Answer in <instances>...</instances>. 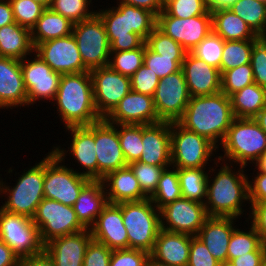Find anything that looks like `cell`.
Returning <instances> with one entry per match:
<instances>
[{
    "label": "cell",
    "mask_w": 266,
    "mask_h": 266,
    "mask_svg": "<svg viewBox=\"0 0 266 266\" xmlns=\"http://www.w3.org/2000/svg\"><path fill=\"white\" fill-rule=\"evenodd\" d=\"M31 58L21 60V70L24 85L27 90L28 106L34 105L38 100L54 101L62 74L53 71L36 53ZM28 58V59H27Z\"/></svg>",
    "instance_id": "obj_15"
},
{
    "label": "cell",
    "mask_w": 266,
    "mask_h": 266,
    "mask_svg": "<svg viewBox=\"0 0 266 266\" xmlns=\"http://www.w3.org/2000/svg\"><path fill=\"white\" fill-rule=\"evenodd\" d=\"M200 202L180 198L160 209L161 229L196 236L208 218Z\"/></svg>",
    "instance_id": "obj_17"
},
{
    "label": "cell",
    "mask_w": 266,
    "mask_h": 266,
    "mask_svg": "<svg viewBox=\"0 0 266 266\" xmlns=\"http://www.w3.org/2000/svg\"><path fill=\"white\" fill-rule=\"evenodd\" d=\"M185 57H166L151 51L145 44L143 64L161 79L181 70Z\"/></svg>",
    "instance_id": "obj_46"
},
{
    "label": "cell",
    "mask_w": 266,
    "mask_h": 266,
    "mask_svg": "<svg viewBox=\"0 0 266 266\" xmlns=\"http://www.w3.org/2000/svg\"><path fill=\"white\" fill-rule=\"evenodd\" d=\"M34 53L31 30L12 23L0 28V57L22 60Z\"/></svg>",
    "instance_id": "obj_31"
},
{
    "label": "cell",
    "mask_w": 266,
    "mask_h": 266,
    "mask_svg": "<svg viewBox=\"0 0 266 266\" xmlns=\"http://www.w3.org/2000/svg\"><path fill=\"white\" fill-rule=\"evenodd\" d=\"M190 97L221 92V72L212 65L187 52L182 63Z\"/></svg>",
    "instance_id": "obj_23"
},
{
    "label": "cell",
    "mask_w": 266,
    "mask_h": 266,
    "mask_svg": "<svg viewBox=\"0 0 266 266\" xmlns=\"http://www.w3.org/2000/svg\"><path fill=\"white\" fill-rule=\"evenodd\" d=\"M191 235L160 229L150 256L169 266H187Z\"/></svg>",
    "instance_id": "obj_28"
},
{
    "label": "cell",
    "mask_w": 266,
    "mask_h": 266,
    "mask_svg": "<svg viewBox=\"0 0 266 266\" xmlns=\"http://www.w3.org/2000/svg\"><path fill=\"white\" fill-rule=\"evenodd\" d=\"M18 255L0 239V266H17Z\"/></svg>",
    "instance_id": "obj_60"
},
{
    "label": "cell",
    "mask_w": 266,
    "mask_h": 266,
    "mask_svg": "<svg viewBox=\"0 0 266 266\" xmlns=\"http://www.w3.org/2000/svg\"><path fill=\"white\" fill-rule=\"evenodd\" d=\"M44 176L45 157L28 168L15 181L13 187L6 185L0 177V195L7 197L5 203L2 202L0 209L5 212L17 215H24L32 219L38 205L44 199ZM11 187V188H10Z\"/></svg>",
    "instance_id": "obj_6"
},
{
    "label": "cell",
    "mask_w": 266,
    "mask_h": 266,
    "mask_svg": "<svg viewBox=\"0 0 266 266\" xmlns=\"http://www.w3.org/2000/svg\"><path fill=\"white\" fill-rule=\"evenodd\" d=\"M119 2L117 3H123L127 5H132L138 8H144L152 13H154L156 16L164 10L162 7L161 0H117Z\"/></svg>",
    "instance_id": "obj_59"
},
{
    "label": "cell",
    "mask_w": 266,
    "mask_h": 266,
    "mask_svg": "<svg viewBox=\"0 0 266 266\" xmlns=\"http://www.w3.org/2000/svg\"><path fill=\"white\" fill-rule=\"evenodd\" d=\"M74 24L59 13L46 8L31 30L33 46L56 38L69 36Z\"/></svg>",
    "instance_id": "obj_33"
},
{
    "label": "cell",
    "mask_w": 266,
    "mask_h": 266,
    "mask_svg": "<svg viewBox=\"0 0 266 266\" xmlns=\"http://www.w3.org/2000/svg\"><path fill=\"white\" fill-rule=\"evenodd\" d=\"M224 48V39L211 31L194 49L190 52L207 64L220 70V62Z\"/></svg>",
    "instance_id": "obj_43"
},
{
    "label": "cell",
    "mask_w": 266,
    "mask_h": 266,
    "mask_svg": "<svg viewBox=\"0 0 266 266\" xmlns=\"http://www.w3.org/2000/svg\"><path fill=\"white\" fill-rule=\"evenodd\" d=\"M32 222L39 230L43 245L54 238L73 234L86 229L78 220L73 206L44 198L38 205Z\"/></svg>",
    "instance_id": "obj_10"
},
{
    "label": "cell",
    "mask_w": 266,
    "mask_h": 266,
    "mask_svg": "<svg viewBox=\"0 0 266 266\" xmlns=\"http://www.w3.org/2000/svg\"><path fill=\"white\" fill-rule=\"evenodd\" d=\"M213 151H218V148L207 138L185 129L178 122H171V166L173 168H205L208 161L212 160L216 167H219L218 163L221 162L218 158L211 159L214 155Z\"/></svg>",
    "instance_id": "obj_8"
},
{
    "label": "cell",
    "mask_w": 266,
    "mask_h": 266,
    "mask_svg": "<svg viewBox=\"0 0 266 266\" xmlns=\"http://www.w3.org/2000/svg\"><path fill=\"white\" fill-rule=\"evenodd\" d=\"M250 64L254 82L266 89V38H258L253 45Z\"/></svg>",
    "instance_id": "obj_50"
},
{
    "label": "cell",
    "mask_w": 266,
    "mask_h": 266,
    "mask_svg": "<svg viewBox=\"0 0 266 266\" xmlns=\"http://www.w3.org/2000/svg\"><path fill=\"white\" fill-rule=\"evenodd\" d=\"M108 199L102 180H91L82 190L73 205L80 223L90 229L96 222Z\"/></svg>",
    "instance_id": "obj_30"
},
{
    "label": "cell",
    "mask_w": 266,
    "mask_h": 266,
    "mask_svg": "<svg viewBox=\"0 0 266 266\" xmlns=\"http://www.w3.org/2000/svg\"><path fill=\"white\" fill-rule=\"evenodd\" d=\"M256 170L266 173V152L254 163Z\"/></svg>",
    "instance_id": "obj_64"
},
{
    "label": "cell",
    "mask_w": 266,
    "mask_h": 266,
    "mask_svg": "<svg viewBox=\"0 0 266 266\" xmlns=\"http://www.w3.org/2000/svg\"><path fill=\"white\" fill-rule=\"evenodd\" d=\"M131 89L135 92L153 96L160 78L144 64L130 77Z\"/></svg>",
    "instance_id": "obj_51"
},
{
    "label": "cell",
    "mask_w": 266,
    "mask_h": 266,
    "mask_svg": "<svg viewBox=\"0 0 266 266\" xmlns=\"http://www.w3.org/2000/svg\"><path fill=\"white\" fill-rule=\"evenodd\" d=\"M128 166L132 169L134 176L138 180L142 192L150 198L157 189L159 178L164 168L140 161H134L128 164Z\"/></svg>",
    "instance_id": "obj_47"
},
{
    "label": "cell",
    "mask_w": 266,
    "mask_h": 266,
    "mask_svg": "<svg viewBox=\"0 0 266 266\" xmlns=\"http://www.w3.org/2000/svg\"><path fill=\"white\" fill-rule=\"evenodd\" d=\"M252 83H254V77L250 63L225 70L221 74V92L228 97Z\"/></svg>",
    "instance_id": "obj_44"
},
{
    "label": "cell",
    "mask_w": 266,
    "mask_h": 266,
    "mask_svg": "<svg viewBox=\"0 0 266 266\" xmlns=\"http://www.w3.org/2000/svg\"><path fill=\"white\" fill-rule=\"evenodd\" d=\"M93 80L94 103L98 114L105 118L131 89L130 77L109 66L90 70Z\"/></svg>",
    "instance_id": "obj_16"
},
{
    "label": "cell",
    "mask_w": 266,
    "mask_h": 266,
    "mask_svg": "<svg viewBox=\"0 0 266 266\" xmlns=\"http://www.w3.org/2000/svg\"><path fill=\"white\" fill-rule=\"evenodd\" d=\"M219 266H234L231 261H224L219 264Z\"/></svg>",
    "instance_id": "obj_69"
},
{
    "label": "cell",
    "mask_w": 266,
    "mask_h": 266,
    "mask_svg": "<svg viewBox=\"0 0 266 266\" xmlns=\"http://www.w3.org/2000/svg\"><path fill=\"white\" fill-rule=\"evenodd\" d=\"M120 146L127 164L138 161L142 154V125L116 124Z\"/></svg>",
    "instance_id": "obj_39"
},
{
    "label": "cell",
    "mask_w": 266,
    "mask_h": 266,
    "mask_svg": "<svg viewBox=\"0 0 266 266\" xmlns=\"http://www.w3.org/2000/svg\"><path fill=\"white\" fill-rule=\"evenodd\" d=\"M64 127L88 126L103 119L95 107L90 71L62 74L54 99Z\"/></svg>",
    "instance_id": "obj_3"
},
{
    "label": "cell",
    "mask_w": 266,
    "mask_h": 266,
    "mask_svg": "<svg viewBox=\"0 0 266 266\" xmlns=\"http://www.w3.org/2000/svg\"><path fill=\"white\" fill-rule=\"evenodd\" d=\"M207 247L196 237L192 236L187 266H219Z\"/></svg>",
    "instance_id": "obj_54"
},
{
    "label": "cell",
    "mask_w": 266,
    "mask_h": 266,
    "mask_svg": "<svg viewBox=\"0 0 266 266\" xmlns=\"http://www.w3.org/2000/svg\"><path fill=\"white\" fill-rule=\"evenodd\" d=\"M256 174L248 181L249 203L266 202V173L257 171Z\"/></svg>",
    "instance_id": "obj_56"
},
{
    "label": "cell",
    "mask_w": 266,
    "mask_h": 266,
    "mask_svg": "<svg viewBox=\"0 0 266 266\" xmlns=\"http://www.w3.org/2000/svg\"><path fill=\"white\" fill-rule=\"evenodd\" d=\"M28 105L21 60L0 57V109Z\"/></svg>",
    "instance_id": "obj_25"
},
{
    "label": "cell",
    "mask_w": 266,
    "mask_h": 266,
    "mask_svg": "<svg viewBox=\"0 0 266 266\" xmlns=\"http://www.w3.org/2000/svg\"><path fill=\"white\" fill-rule=\"evenodd\" d=\"M90 229L54 238L44 245L55 266H83L87 246L92 240Z\"/></svg>",
    "instance_id": "obj_26"
},
{
    "label": "cell",
    "mask_w": 266,
    "mask_h": 266,
    "mask_svg": "<svg viewBox=\"0 0 266 266\" xmlns=\"http://www.w3.org/2000/svg\"><path fill=\"white\" fill-rule=\"evenodd\" d=\"M150 254L139 249L112 250L109 266H145Z\"/></svg>",
    "instance_id": "obj_52"
},
{
    "label": "cell",
    "mask_w": 266,
    "mask_h": 266,
    "mask_svg": "<svg viewBox=\"0 0 266 266\" xmlns=\"http://www.w3.org/2000/svg\"><path fill=\"white\" fill-rule=\"evenodd\" d=\"M189 100L190 94L182 69L161 78L153 95L154 107L161 122H178Z\"/></svg>",
    "instance_id": "obj_12"
},
{
    "label": "cell",
    "mask_w": 266,
    "mask_h": 266,
    "mask_svg": "<svg viewBox=\"0 0 266 266\" xmlns=\"http://www.w3.org/2000/svg\"><path fill=\"white\" fill-rule=\"evenodd\" d=\"M144 54L145 43L134 50L110 51L108 66L124 76L131 77L143 65Z\"/></svg>",
    "instance_id": "obj_41"
},
{
    "label": "cell",
    "mask_w": 266,
    "mask_h": 266,
    "mask_svg": "<svg viewBox=\"0 0 266 266\" xmlns=\"http://www.w3.org/2000/svg\"><path fill=\"white\" fill-rule=\"evenodd\" d=\"M145 266H169V265L161 263V262H158L157 260H155L154 258L149 256L147 258Z\"/></svg>",
    "instance_id": "obj_65"
},
{
    "label": "cell",
    "mask_w": 266,
    "mask_h": 266,
    "mask_svg": "<svg viewBox=\"0 0 266 266\" xmlns=\"http://www.w3.org/2000/svg\"><path fill=\"white\" fill-rule=\"evenodd\" d=\"M121 211L128 233V249H139L150 254L161 229L160 210L147 198L122 202Z\"/></svg>",
    "instance_id": "obj_7"
},
{
    "label": "cell",
    "mask_w": 266,
    "mask_h": 266,
    "mask_svg": "<svg viewBox=\"0 0 266 266\" xmlns=\"http://www.w3.org/2000/svg\"><path fill=\"white\" fill-rule=\"evenodd\" d=\"M112 249L92 239L84 255L83 266H109Z\"/></svg>",
    "instance_id": "obj_53"
},
{
    "label": "cell",
    "mask_w": 266,
    "mask_h": 266,
    "mask_svg": "<svg viewBox=\"0 0 266 266\" xmlns=\"http://www.w3.org/2000/svg\"><path fill=\"white\" fill-rule=\"evenodd\" d=\"M231 262L234 266H263L266 263V245L262 244L256 251L240 255Z\"/></svg>",
    "instance_id": "obj_57"
},
{
    "label": "cell",
    "mask_w": 266,
    "mask_h": 266,
    "mask_svg": "<svg viewBox=\"0 0 266 266\" xmlns=\"http://www.w3.org/2000/svg\"><path fill=\"white\" fill-rule=\"evenodd\" d=\"M104 119L111 124L149 125L161 122L154 107L153 96L133 90Z\"/></svg>",
    "instance_id": "obj_21"
},
{
    "label": "cell",
    "mask_w": 266,
    "mask_h": 266,
    "mask_svg": "<svg viewBox=\"0 0 266 266\" xmlns=\"http://www.w3.org/2000/svg\"><path fill=\"white\" fill-rule=\"evenodd\" d=\"M249 204H251L249 205L251 210L247 219L252 220L250 224L257 231L263 244L266 245V202Z\"/></svg>",
    "instance_id": "obj_55"
},
{
    "label": "cell",
    "mask_w": 266,
    "mask_h": 266,
    "mask_svg": "<svg viewBox=\"0 0 266 266\" xmlns=\"http://www.w3.org/2000/svg\"><path fill=\"white\" fill-rule=\"evenodd\" d=\"M212 31L224 41L257 40L259 37L248 24L230 9L211 12Z\"/></svg>",
    "instance_id": "obj_32"
},
{
    "label": "cell",
    "mask_w": 266,
    "mask_h": 266,
    "mask_svg": "<svg viewBox=\"0 0 266 266\" xmlns=\"http://www.w3.org/2000/svg\"><path fill=\"white\" fill-rule=\"evenodd\" d=\"M248 229L249 232L238 228L233 230L228 246L227 261H231L240 255H248L263 244L255 228L250 225Z\"/></svg>",
    "instance_id": "obj_40"
},
{
    "label": "cell",
    "mask_w": 266,
    "mask_h": 266,
    "mask_svg": "<svg viewBox=\"0 0 266 266\" xmlns=\"http://www.w3.org/2000/svg\"><path fill=\"white\" fill-rule=\"evenodd\" d=\"M0 239L5 242L18 257L39 253L44 249L39 230L32 219L24 215L5 212L0 209Z\"/></svg>",
    "instance_id": "obj_13"
},
{
    "label": "cell",
    "mask_w": 266,
    "mask_h": 266,
    "mask_svg": "<svg viewBox=\"0 0 266 266\" xmlns=\"http://www.w3.org/2000/svg\"><path fill=\"white\" fill-rule=\"evenodd\" d=\"M118 7L96 10L104 23L110 42V51L140 48L156 28L157 16L151 11L117 3Z\"/></svg>",
    "instance_id": "obj_1"
},
{
    "label": "cell",
    "mask_w": 266,
    "mask_h": 266,
    "mask_svg": "<svg viewBox=\"0 0 266 266\" xmlns=\"http://www.w3.org/2000/svg\"><path fill=\"white\" fill-rule=\"evenodd\" d=\"M257 1H260L262 3H265L266 4V0H257Z\"/></svg>",
    "instance_id": "obj_70"
},
{
    "label": "cell",
    "mask_w": 266,
    "mask_h": 266,
    "mask_svg": "<svg viewBox=\"0 0 266 266\" xmlns=\"http://www.w3.org/2000/svg\"><path fill=\"white\" fill-rule=\"evenodd\" d=\"M15 23L12 6L9 0H0V28Z\"/></svg>",
    "instance_id": "obj_61"
},
{
    "label": "cell",
    "mask_w": 266,
    "mask_h": 266,
    "mask_svg": "<svg viewBox=\"0 0 266 266\" xmlns=\"http://www.w3.org/2000/svg\"><path fill=\"white\" fill-rule=\"evenodd\" d=\"M34 53L60 74L90 71L82 61L73 34L39 43Z\"/></svg>",
    "instance_id": "obj_18"
},
{
    "label": "cell",
    "mask_w": 266,
    "mask_h": 266,
    "mask_svg": "<svg viewBox=\"0 0 266 266\" xmlns=\"http://www.w3.org/2000/svg\"><path fill=\"white\" fill-rule=\"evenodd\" d=\"M90 230L92 238L108 248L128 249V233L123 224L121 203H108Z\"/></svg>",
    "instance_id": "obj_24"
},
{
    "label": "cell",
    "mask_w": 266,
    "mask_h": 266,
    "mask_svg": "<svg viewBox=\"0 0 266 266\" xmlns=\"http://www.w3.org/2000/svg\"><path fill=\"white\" fill-rule=\"evenodd\" d=\"M142 154L138 161L162 166H171V123L158 122L142 125Z\"/></svg>",
    "instance_id": "obj_22"
},
{
    "label": "cell",
    "mask_w": 266,
    "mask_h": 266,
    "mask_svg": "<svg viewBox=\"0 0 266 266\" xmlns=\"http://www.w3.org/2000/svg\"><path fill=\"white\" fill-rule=\"evenodd\" d=\"M14 20L17 24L30 30L37 24L46 7L34 0H9Z\"/></svg>",
    "instance_id": "obj_45"
},
{
    "label": "cell",
    "mask_w": 266,
    "mask_h": 266,
    "mask_svg": "<svg viewBox=\"0 0 266 266\" xmlns=\"http://www.w3.org/2000/svg\"><path fill=\"white\" fill-rule=\"evenodd\" d=\"M181 188L182 198L205 203L207 198V181L208 175L216 170L209 167L208 173L206 168H176Z\"/></svg>",
    "instance_id": "obj_35"
},
{
    "label": "cell",
    "mask_w": 266,
    "mask_h": 266,
    "mask_svg": "<svg viewBox=\"0 0 266 266\" xmlns=\"http://www.w3.org/2000/svg\"><path fill=\"white\" fill-rule=\"evenodd\" d=\"M238 0H208V10L210 12L221 9H229Z\"/></svg>",
    "instance_id": "obj_62"
},
{
    "label": "cell",
    "mask_w": 266,
    "mask_h": 266,
    "mask_svg": "<svg viewBox=\"0 0 266 266\" xmlns=\"http://www.w3.org/2000/svg\"><path fill=\"white\" fill-rule=\"evenodd\" d=\"M84 65L89 69L108 66L110 42L101 18L95 14L75 23L72 32Z\"/></svg>",
    "instance_id": "obj_11"
},
{
    "label": "cell",
    "mask_w": 266,
    "mask_h": 266,
    "mask_svg": "<svg viewBox=\"0 0 266 266\" xmlns=\"http://www.w3.org/2000/svg\"><path fill=\"white\" fill-rule=\"evenodd\" d=\"M173 1H176V0H161L163 9H165Z\"/></svg>",
    "instance_id": "obj_67"
},
{
    "label": "cell",
    "mask_w": 266,
    "mask_h": 266,
    "mask_svg": "<svg viewBox=\"0 0 266 266\" xmlns=\"http://www.w3.org/2000/svg\"><path fill=\"white\" fill-rule=\"evenodd\" d=\"M220 146L219 161L246 167L266 152V133L253 118H235Z\"/></svg>",
    "instance_id": "obj_5"
},
{
    "label": "cell",
    "mask_w": 266,
    "mask_h": 266,
    "mask_svg": "<svg viewBox=\"0 0 266 266\" xmlns=\"http://www.w3.org/2000/svg\"><path fill=\"white\" fill-rule=\"evenodd\" d=\"M263 38H266V4H265V22L263 27Z\"/></svg>",
    "instance_id": "obj_68"
},
{
    "label": "cell",
    "mask_w": 266,
    "mask_h": 266,
    "mask_svg": "<svg viewBox=\"0 0 266 266\" xmlns=\"http://www.w3.org/2000/svg\"><path fill=\"white\" fill-rule=\"evenodd\" d=\"M36 2H39L40 4L44 5L46 8H49L52 0H34Z\"/></svg>",
    "instance_id": "obj_66"
},
{
    "label": "cell",
    "mask_w": 266,
    "mask_h": 266,
    "mask_svg": "<svg viewBox=\"0 0 266 266\" xmlns=\"http://www.w3.org/2000/svg\"><path fill=\"white\" fill-rule=\"evenodd\" d=\"M17 266H55L51 256L45 249L39 253L20 257Z\"/></svg>",
    "instance_id": "obj_58"
},
{
    "label": "cell",
    "mask_w": 266,
    "mask_h": 266,
    "mask_svg": "<svg viewBox=\"0 0 266 266\" xmlns=\"http://www.w3.org/2000/svg\"><path fill=\"white\" fill-rule=\"evenodd\" d=\"M261 129L266 133V105L259 111V113L253 118Z\"/></svg>",
    "instance_id": "obj_63"
},
{
    "label": "cell",
    "mask_w": 266,
    "mask_h": 266,
    "mask_svg": "<svg viewBox=\"0 0 266 266\" xmlns=\"http://www.w3.org/2000/svg\"><path fill=\"white\" fill-rule=\"evenodd\" d=\"M164 10L170 16L182 19L200 16L208 11V0H176Z\"/></svg>",
    "instance_id": "obj_49"
},
{
    "label": "cell",
    "mask_w": 266,
    "mask_h": 266,
    "mask_svg": "<svg viewBox=\"0 0 266 266\" xmlns=\"http://www.w3.org/2000/svg\"><path fill=\"white\" fill-rule=\"evenodd\" d=\"M229 98L235 118H254L266 105V89L254 82Z\"/></svg>",
    "instance_id": "obj_34"
},
{
    "label": "cell",
    "mask_w": 266,
    "mask_h": 266,
    "mask_svg": "<svg viewBox=\"0 0 266 266\" xmlns=\"http://www.w3.org/2000/svg\"><path fill=\"white\" fill-rule=\"evenodd\" d=\"M45 156L44 198L73 206L81 190L91 181L62 160L51 150ZM61 163V164H60Z\"/></svg>",
    "instance_id": "obj_9"
},
{
    "label": "cell",
    "mask_w": 266,
    "mask_h": 266,
    "mask_svg": "<svg viewBox=\"0 0 266 266\" xmlns=\"http://www.w3.org/2000/svg\"><path fill=\"white\" fill-rule=\"evenodd\" d=\"M255 41L256 40L224 41L222 59L220 62L221 74L225 70L250 63Z\"/></svg>",
    "instance_id": "obj_38"
},
{
    "label": "cell",
    "mask_w": 266,
    "mask_h": 266,
    "mask_svg": "<svg viewBox=\"0 0 266 266\" xmlns=\"http://www.w3.org/2000/svg\"><path fill=\"white\" fill-rule=\"evenodd\" d=\"M229 9L245 21L258 37L263 38L265 3L257 0H238Z\"/></svg>",
    "instance_id": "obj_37"
},
{
    "label": "cell",
    "mask_w": 266,
    "mask_h": 266,
    "mask_svg": "<svg viewBox=\"0 0 266 266\" xmlns=\"http://www.w3.org/2000/svg\"><path fill=\"white\" fill-rule=\"evenodd\" d=\"M156 27L190 52L212 31V16L208 10L203 15L182 19L162 10L157 15Z\"/></svg>",
    "instance_id": "obj_14"
},
{
    "label": "cell",
    "mask_w": 266,
    "mask_h": 266,
    "mask_svg": "<svg viewBox=\"0 0 266 266\" xmlns=\"http://www.w3.org/2000/svg\"><path fill=\"white\" fill-rule=\"evenodd\" d=\"M95 148L98 162V180L109 172L128 166L123 155L116 124L104 118L95 123Z\"/></svg>",
    "instance_id": "obj_20"
},
{
    "label": "cell",
    "mask_w": 266,
    "mask_h": 266,
    "mask_svg": "<svg viewBox=\"0 0 266 266\" xmlns=\"http://www.w3.org/2000/svg\"><path fill=\"white\" fill-rule=\"evenodd\" d=\"M91 3L92 0H52L49 8L75 24L96 14V10L91 11L89 7Z\"/></svg>",
    "instance_id": "obj_42"
},
{
    "label": "cell",
    "mask_w": 266,
    "mask_h": 266,
    "mask_svg": "<svg viewBox=\"0 0 266 266\" xmlns=\"http://www.w3.org/2000/svg\"><path fill=\"white\" fill-rule=\"evenodd\" d=\"M66 131L72 137L70 147H67L69 150L61 149L60 146H53L52 151L63 163L69 151V154L73 156L75 162L80 164L83 169V172H79V174L90 180H98V162L95 151V123L88 126L68 127Z\"/></svg>",
    "instance_id": "obj_19"
},
{
    "label": "cell",
    "mask_w": 266,
    "mask_h": 266,
    "mask_svg": "<svg viewBox=\"0 0 266 266\" xmlns=\"http://www.w3.org/2000/svg\"><path fill=\"white\" fill-rule=\"evenodd\" d=\"M102 181L108 203L119 204L148 198L142 192L139 182L129 166L109 172Z\"/></svg>",
    "instance_id": "obj_29"
},
{
    "label": "cell",
    "mask_w": 266,
    "mask_h": 266,
    "mask_svg": "<svg viewBox=\"0 0 266 266\" xmlns=\"http://www.w3.org/2000/svg\"><path fill=\"white\" fill-rule=\"evenodd\" d=\"M234 119L230 98L219 92L190 97L178 123L185 129L207 138L219 149Z\"/></svg>",
    "instance_id": "obj_2"
},
{
    "label": "cell",
    "mask_w": 266,
    "mask_h": 266,
    "mask_svg": "<svg viewBox=\"0 0 266 266\" xmlns=\"http://www.w3.org/2000/svg\"><path fill=\"white\" fill-rule=\"evenodd\" d=\"M145 44L151 51L166 57H185L187 53L178 42L166 36L157 27L149 34Z\"/></svg>",
    "instance_id": "obj_48"
},
{
    "label": "cell",
    "mask_w": 266,
    "mask_h": 266,
    "mask_svg": "<svg viewBox=\"0 0 266 266\" xmlns=\"http://www.w3.org/2000/svg\"><path fill=\"white\" fill-rule=\"evenodd\" d=\"M172 169V170H171ZM182 198L179 178L176 168H167L161 173L157 189L150 197L157 209H161L168 203Z\"/></svg>",
    "instance_id": "obj_36"
},
{
    "label": "cell",
    "mask_w": 266,
    "mask_h": 266,
    "mask_svg": "<svg viewBox=\"0 0 266 266\" xmlns=\"http://www.w3.org/2000/svg\"><path fill=\"white\" fill-rule=\"evenodd\" d=\"M220 165L222 166L214 175L215 177H212L213 179L208 175L207 198L204 203L207 214L219 217H241L245 211L242 208L246 206L244 203L247 201L249 205V177L244 171L246 167L239 166V170L236 171L233 168L234 165L225 162Z\"/></svg>",
    "instance_id": "obj_4"
},
{
    "label": "cell",
    "mask_w": 266,
    "mask_h": 266,
    "mask_svg": "<svg viewBox=\"0 0 266 266\" xmlns=\"http://www.w3.org/2000/svg\"><path fill=\"white\" fill-rule=\"evenodd\" d=\"M236 219L239 218L209 216L196 235L220 263L227 261L229 241L236 228Z\"/></svg>",
    "instance_id": "obj_27"
}]
</instances>
